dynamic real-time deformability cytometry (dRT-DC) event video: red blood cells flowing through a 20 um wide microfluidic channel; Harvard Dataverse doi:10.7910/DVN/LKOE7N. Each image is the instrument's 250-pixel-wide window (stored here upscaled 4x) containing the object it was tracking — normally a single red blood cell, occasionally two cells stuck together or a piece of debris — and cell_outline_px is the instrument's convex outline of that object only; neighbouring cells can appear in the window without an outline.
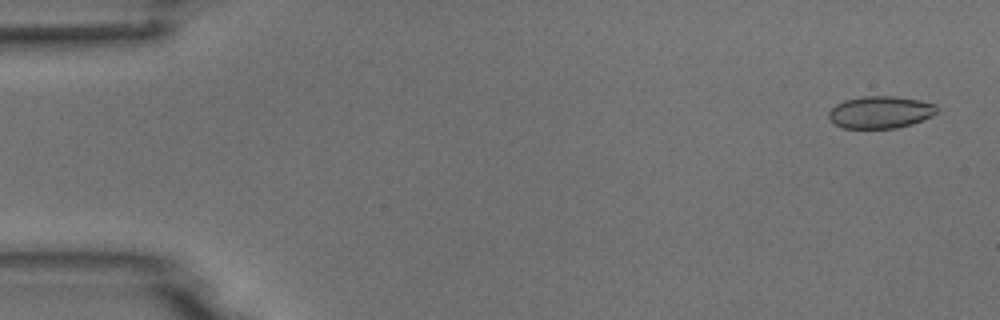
{"species": "common noctule bat (a hibernating species)", "species_latin": "Nyctalus noctula", "temperature_condition": "room temperature", "stored_images_in_passage": 6, "camera_frame_rate_fps": 3000, "um_per_image_px": 0.085, "animal": {"sex": "male", "body_mass_g": 18.8}, "frame": {"image": 1, "passage_image": 1, "time_ms": 0.0, "image_size_px": [1000, 320], "cell_outline_px": [[940, 108], [932, 116], [912, 124], [896, 128], [844, 128], [828, 120], [828, 112], [836, 104], [844, 100], [864, 96], [896, 96], [920, 100], [936, 104]], "centroid_in_image_um": [74.84, 9.53], "position_along_channel_um": 10.2, "area_um2": 20.46}}
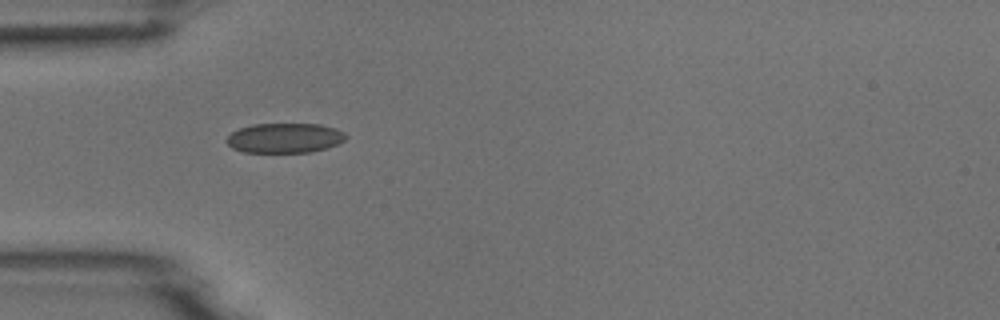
{"frame": {"image": 2, "passage_image": 5, "time_ms": 4.667, "image_size_px": [1000, 320], "cell_outline_px": [[348, 136], [344, 140], [336, 144], [312, 152], [244, 152], [232, 148], [224, 140], [232, 132], [240, 128], [252, 124], [320, 124], [336, 128], [344, 132]], "centroid_in_image_um": [24.19, 11.72], "position_along_channel_um": 60.8, "area_um2": 20.69}}